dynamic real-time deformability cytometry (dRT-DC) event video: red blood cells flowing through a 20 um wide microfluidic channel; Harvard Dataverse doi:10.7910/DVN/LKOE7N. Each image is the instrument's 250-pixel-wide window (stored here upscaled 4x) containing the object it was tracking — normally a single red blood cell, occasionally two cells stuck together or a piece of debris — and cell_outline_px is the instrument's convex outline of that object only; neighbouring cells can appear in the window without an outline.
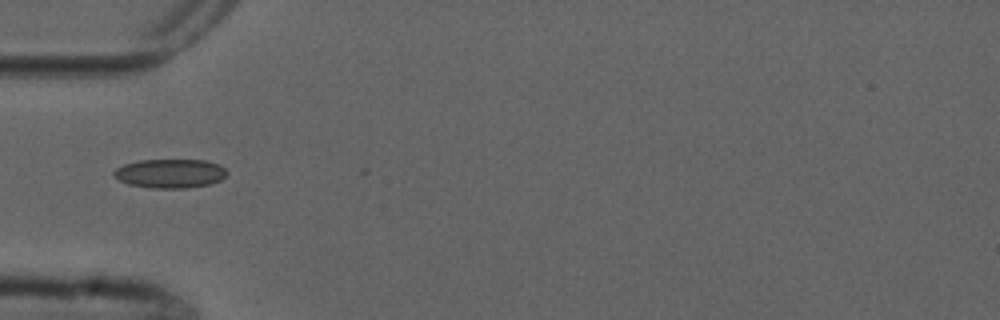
{"species": "common noctule bat (a hibernating species)", "species_latin": "Nyctalus noctula", "temperature_condition": "cold", "stored_images_in_passage": 3, "camera_frame_rate_fps": 3000, "um_per_image_px": 0.085, "animal": {"sex": "male", "forearm_length_mm": 52.5}, "frame": {"image": 1, "passage_image": 1, "time_ms": 0.0, "image_size_px": [1000, 320], "cell_outline_px": [[228, 172], [220, 180], [208, 184], [184, 188], [152, 188], [128, 184], [120, 180], [112, 172], [116, 168], [124, 164], [140, 160], [204, 160], [220, 164]], "centroid_in_image_um": [14.46, 14.73], "position_along_channel_um": 70.5, "area_um2": 18.96}}
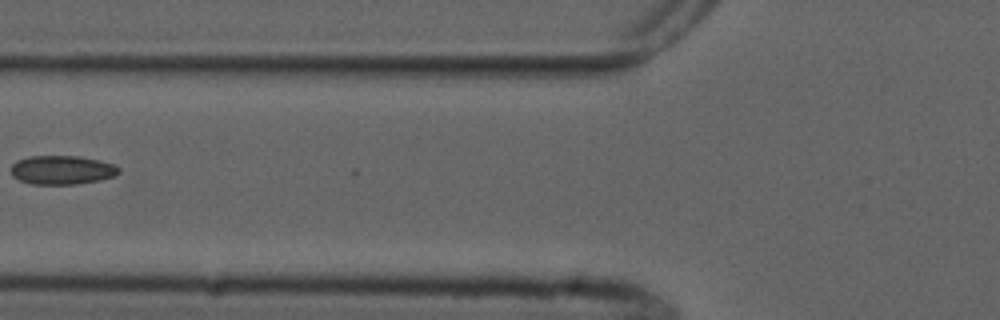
{"frame": {"image": 2, "passage_image": 2, "time_ms": 1.333, "image_size_px": [1000, 320], "cell_outline_px": [[120, 172], [116, 176], [100, 180], [76, 184], [32, 184], [20, 180], [12, 176], [12, 164], [16, 160], [28, 156], [80, 156], [100, 160], [112, 164], [120, 168]], "centroid_in_image_um": [5.28, 14.44], "position_along_channel_um": 120.5, "area_um2": 18.26}}
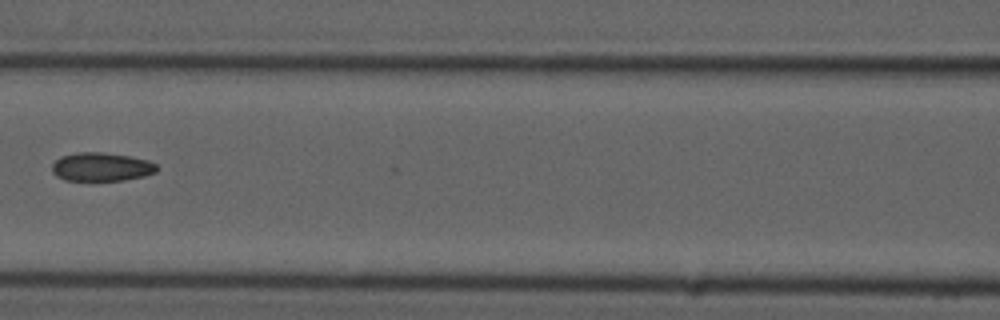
{"frame": {"image": 3, "passage_image": 3, "time_ms": 2.333, "image_size_px": [1000, 320], "cell_outline_px": [[156, 172], [144, 176], [124, 180], [64, 180], [56, 176], [52, 172], [52, 164], [60, 156], [76, 152], [100, 152], [128, 156], [148, 160], [156, 164]], "centroid_in_image_um": [8.58, 14.18], "position_along_channel_um": 158.0, "area_um2": 17.4}}